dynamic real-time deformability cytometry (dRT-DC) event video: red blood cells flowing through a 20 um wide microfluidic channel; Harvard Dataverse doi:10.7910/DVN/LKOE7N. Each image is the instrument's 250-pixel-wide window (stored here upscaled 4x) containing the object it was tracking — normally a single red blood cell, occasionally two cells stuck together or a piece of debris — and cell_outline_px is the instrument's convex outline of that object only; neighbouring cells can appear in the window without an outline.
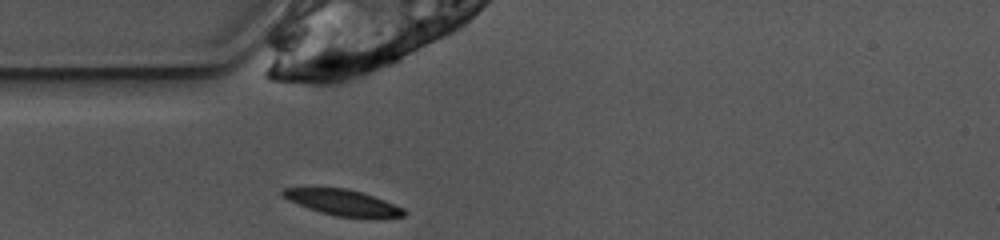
{"species": "common noctule bat (a hibernating species)", "species_latin": "Nyctalus noctula", "temperature_condition": "warm", "stored_images_in_passage": 30, "camera_frame_rate_fps": 3000, "um_per_image_px": 0.085, "animal": {"sex": "female", "body_mass_g": 10.0, "forearm_length_mm": 53.1}, "frame": {"image": 1, "passage_image": 1, "time_ms": 0.0, "image_size_px": [1000, 240], "cell_outline_px": [[408, 212], [404, 216], [380, 220], [336, 216], [320, 212], [308, 208], [284, 196], [280, 192], [284, 188], [348, 188], [384, 200], [404, 208]], "centroid_in_image_um": [29.28, 17.26], "position_along_channel_um": 55.7, "area_um2": 18.44}}
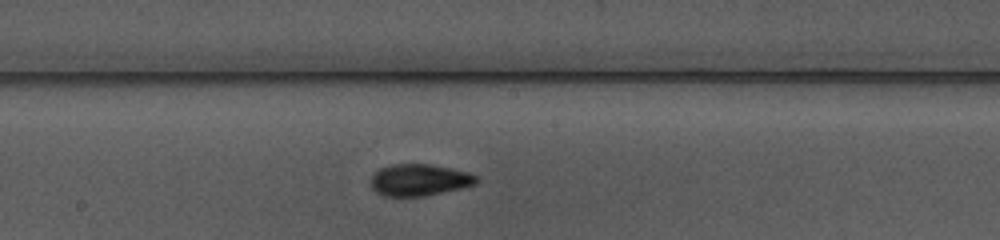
{"frame": {"image": 2, "passage_image": 13, "time_ms": 4.0, "image_size_px": [1000, 240], "cell_outline_px": [[476, 184], [460, 188], [424, 196], [384, 196], [376, 192], [372, 188], [372, 172], [380, 168], [392, 164], [428, 164], [468, 172], [476, 176]], "centroid_in_image_um": [35.59, 15.29], "position_along_channel_um": 212.6, "area_um2": 19.31}}
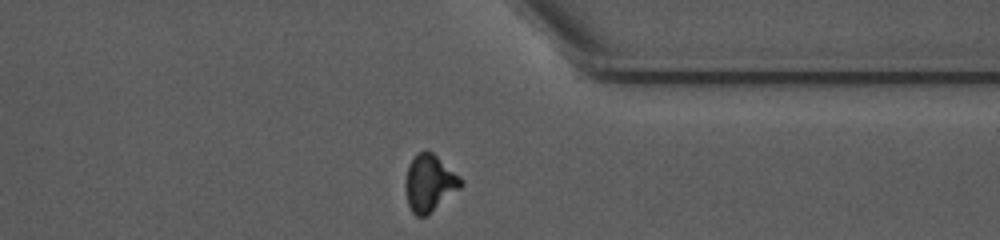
{"frame": {"image": 3, "passage_image": 26, "time_ms": 8.333, "image_size_px": [1000, 240], "cell_outline_px": [[464, 184], [460, 188], [424, 216], [416, 216], [412, 212], [408, 204], [404, 188], [404, 180], [408, 164], [412, 156], [416, 152], [432, 152], [460, 176], [464, 180]], "centroid_in_image_um": [36.47, 15.53], "position_along_channel_um": 374.9, "area_um2": 18.32}, "authors_computed_cell_mechanics": {"area_um2": 18.7272, "velocity_mm_per_s": 3.9087, "shape_relaxation_time_tau1_ms": 4.6828, "shape_relaxation_time_tau2_ms": 2.4766, "deformation_change_tau1": 0.1704, "deformation_change_tau2": 0.0683}}